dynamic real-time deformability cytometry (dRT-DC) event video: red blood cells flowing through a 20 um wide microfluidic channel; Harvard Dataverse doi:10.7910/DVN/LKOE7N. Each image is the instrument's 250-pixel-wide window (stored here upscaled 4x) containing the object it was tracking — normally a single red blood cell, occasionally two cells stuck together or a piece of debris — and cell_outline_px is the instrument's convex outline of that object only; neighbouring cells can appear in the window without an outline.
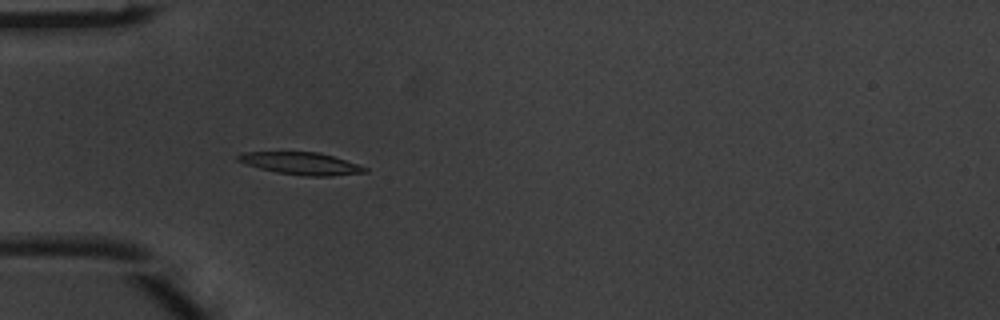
{"species": "common noctule bat (a hibernating species)", "species_latin": "Nyctalus noctula", "temperature_condition": "warm", "stored_images_in_passage": 3, "camera_frame_rate_fps": 3000, "um_per_image_px": 0.085, "animal": {"sex": "male", "body_mass_g": 20.1, "forearm_length_mm": 53.5}, "frame": {"image": 1, "passage_image": 3, "time_ms": 0.667, "image_size_px": [1000, 320], "cell_outline_px": [[368, 172], [332, 176], [304, 176], [276, 172], [260, 168], [236, 160], [236, 156], [240, 152], [320, 152], [368, 168]], "centroid_in_image_um": [25.58, 13.89], "position_along_channel_um": 59.4, "area_um2": 16.36}}